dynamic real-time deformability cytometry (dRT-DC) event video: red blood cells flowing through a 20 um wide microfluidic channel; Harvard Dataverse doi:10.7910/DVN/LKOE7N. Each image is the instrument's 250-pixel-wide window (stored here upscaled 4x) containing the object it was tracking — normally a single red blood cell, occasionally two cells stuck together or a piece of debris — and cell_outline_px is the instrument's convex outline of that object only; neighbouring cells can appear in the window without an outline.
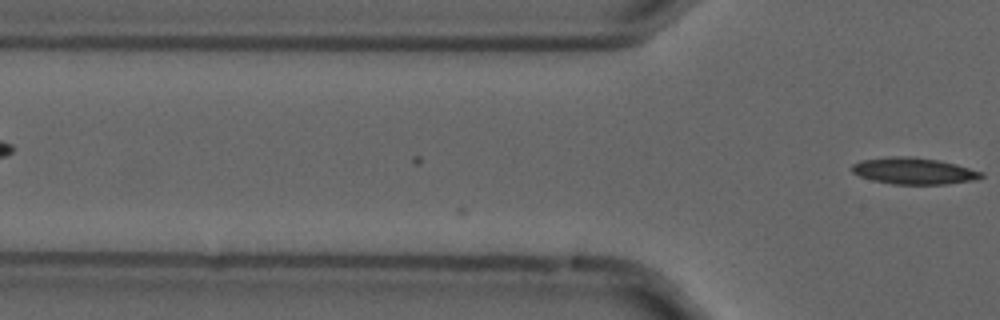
{"species": "common noctule bat (a hibernating species)", "species_latin": "Nyctalus noctula", "temperature_condition": "cold", "stored_images_in_passage": 12, "camera_frame_rate_fps": 3000, "um_per_image_px": 0.085, "animal": {"sex": "male", "forearm_length_mm": 52.5}, "frame": {"image": 1, "passage_image": 12, "time_ms": 3.667, "image_size_px": [1000, 320], "cell_outline_px": [[984, 176], [972, 180], [944, 184], [892, 184], [872, 180], [860, 176], [852, 172], [852, 164], [860, 160], [892, 156], [908, 156], [936, 160], [956, 164], [984, 172]], "centroid_in_image_um": [77.64, 14.53], "position_along_channel_um": 48.2, "area_um2": 19.88}}